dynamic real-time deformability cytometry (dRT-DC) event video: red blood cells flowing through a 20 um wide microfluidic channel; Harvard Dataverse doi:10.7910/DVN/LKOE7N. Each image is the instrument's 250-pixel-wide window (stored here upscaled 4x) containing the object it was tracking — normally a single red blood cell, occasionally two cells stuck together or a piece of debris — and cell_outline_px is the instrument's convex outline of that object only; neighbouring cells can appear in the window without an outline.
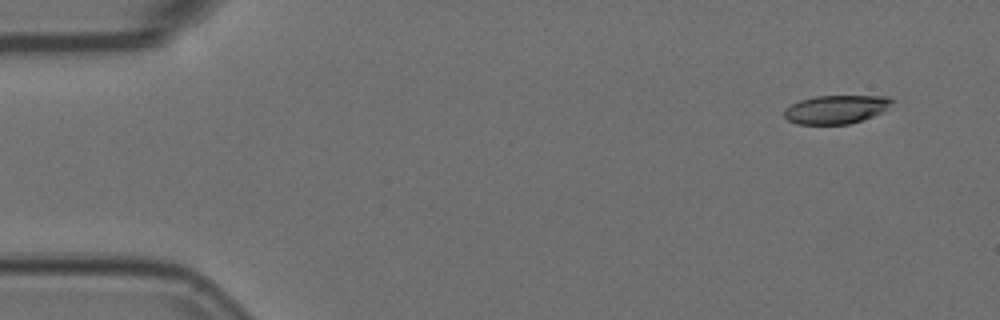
{"species": "Egyptian fruit bat (a non-hibernating species)", "species_latin": "Rousettus aegyptiacus", "temperature_condition": "room temperature", "stored_images_in_passage": 8, "camera_frame_rate_fps": 3000, "um_per_image_px": 0.085, "animal": {"sex": "female"}, "frame": {"image": 1, "passage_image": 1, "time_ms": 0.0, "image_size_px": [1000, 320], "cell_outline_px": [[896, 100], [884, 112], [848, 124], [796, 124], [788, 120], [784, 116], [784, 108], [800, 100], [816, 96], [888, 96]], "centroid_in_image_um": [71.09, 9.29], "position_along_channel_um": 13.9, "area_um2": 17.98}}
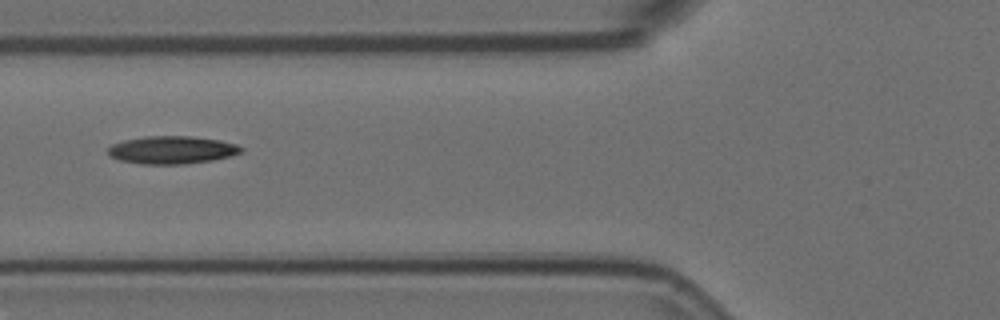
{"frame": {"image": 2, "passage_image": 6, "time_ms": 1.667, "image_size_px": [1000, 320], "cell_outline_px": [[244, 148], [240, 152], [232, 156], [212, 160], [184, 164], [144, 164], [120, 160], [108, 156], [108, 148], [112, 144], [124, 140], [144, 136], [192, 136], [220, 140], [236, 144]], "centroid_in_image_um": [14.61, 12.74], "position_along_channel_um": 111.2, "area_um2": 21.62}}
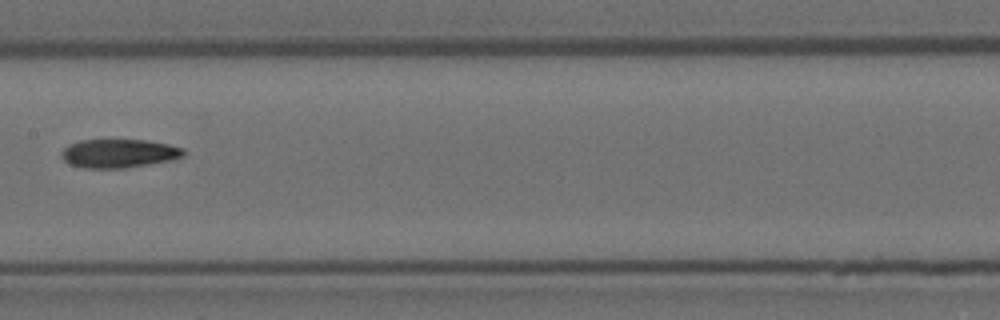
{"frame": {"image": 3, "passage_image": 8, "time_ms": 2.333, "image_size_px": [1000, 320], "cell_outline_px": [[184, 156], [148, 164], [124, 168], [84, 168], [72, 164], [64, 160], [60, 156], [60, 152], [68, 144], [80, 140], [144, 140], [168, 144], [184, 148]], "centroid_in_image_um": [10.05, 13.03], "position_along_channel_um": 197.3, "area_um2": 20.17}}